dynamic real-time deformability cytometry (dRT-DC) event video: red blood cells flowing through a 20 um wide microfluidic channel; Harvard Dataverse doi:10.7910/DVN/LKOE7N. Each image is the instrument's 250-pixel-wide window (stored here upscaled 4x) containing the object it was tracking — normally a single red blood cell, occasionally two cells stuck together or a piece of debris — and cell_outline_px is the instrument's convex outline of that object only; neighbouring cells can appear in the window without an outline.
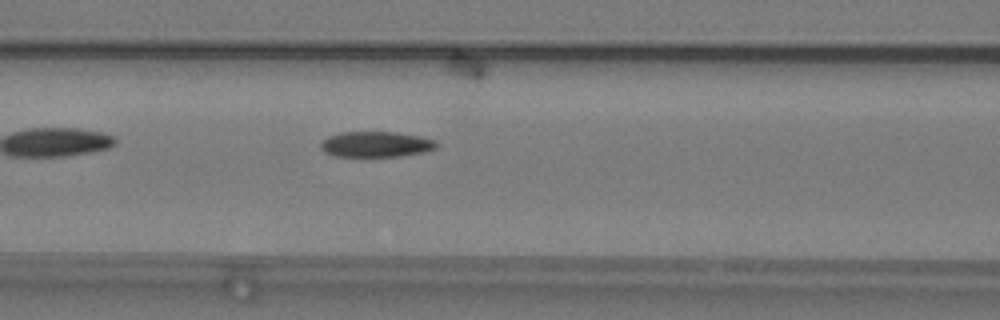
{"species": "common noctule bat (a hibernating species)", "species_latin": "Nyctalus noctula", "temperature_condition": "warm", "stored_images_in_passage": 34, "camera_frame_rate_fps": 3000, "um_per_image_px": 0.085, "animal": {"sex": "male", "body_mass_g": 19.2, "forearm_length_mm": 51.8}, "frame": {"image": 1, "passage_image": 6, "time_ms": 1.667, "image_size_px": [1000, 320], "cell_outline_px": [[440, 144], [436, 148], [424, 152], [400, 156], [332, 156], [324, 152], [320, 148], [320, 140], [328, 136], [340, 132], [392, 132], [420, 136], [436, 140]], "centroid_in_image_um": [31.94, 12.26], "position_along_channel_um": 134.7, "area_um2": 17.46}}
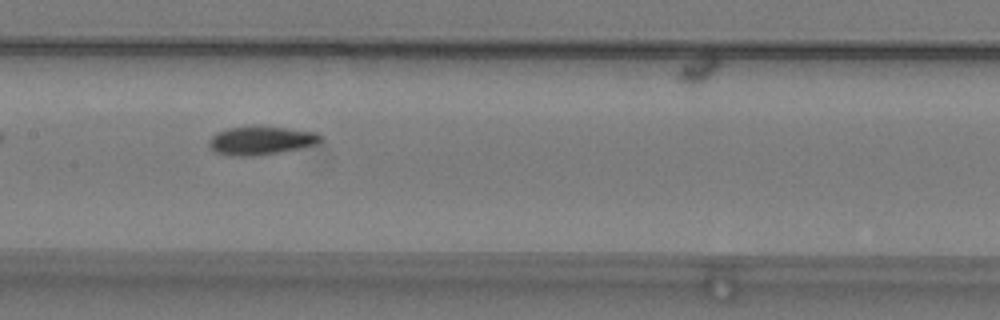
{"frame": {"image": 2, "passage_image": 10, "time_ms": 3.0, "image_size_px": [1000, 320], "cell_outline_px": [[320, 140], [316, 144], [300, 148], [256, 156], [232, 156], [216, 152], [208, 148], [208, 140], [216, 132], [228, 128], [252, 124], [316, 132], [320, 136]], "centroid_in_image_um": [22.09, 11.92], "position_along_channel_um": 185.3, "area_um2": 18.79}}